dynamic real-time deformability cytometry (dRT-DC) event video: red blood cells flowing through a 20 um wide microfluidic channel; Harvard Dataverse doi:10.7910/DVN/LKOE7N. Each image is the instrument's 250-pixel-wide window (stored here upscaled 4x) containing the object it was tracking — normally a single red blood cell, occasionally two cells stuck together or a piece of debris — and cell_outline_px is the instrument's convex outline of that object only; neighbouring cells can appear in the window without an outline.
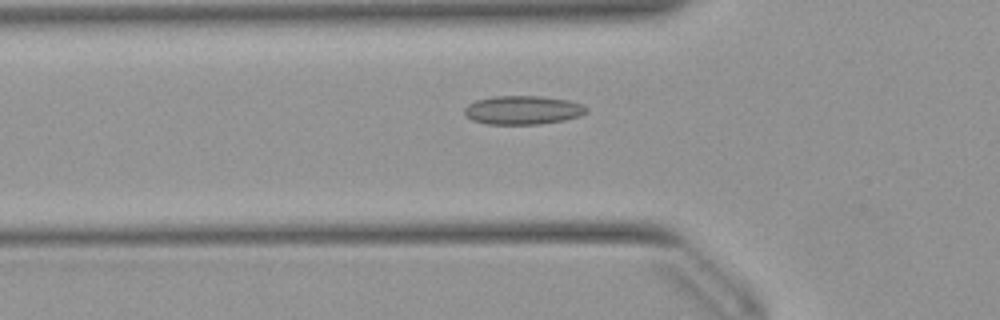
{"species": "Egyptian fruit bat (a non-hibernating species)", "species_latin": "Rousettus aegyptiacus", "temperature_condition": "warm", "stored_images_in_passage": 40, "camera_frame_rate_fps": 3000, "um_per_image_px": 0.085, "animal": {"sex": "female"}, "frame": {"image": 1, "passage_image": 10, "time_ms": 3.0, "image_size_px": [1000, 320], "cell_outline_px": [[588, 112], [580, 116], [564, 120], [540, 124], [488, 124], [472, 120], [464, 112], [464, 108], [468, 104], [476, 100], [496, 96], [540, 96], [568, 100], [580, 104], [588, 108]], "centroid_in_image_um": [44.45, 9.36], "position_along_channel_um": 81.3, "area_um2": 20.35}}
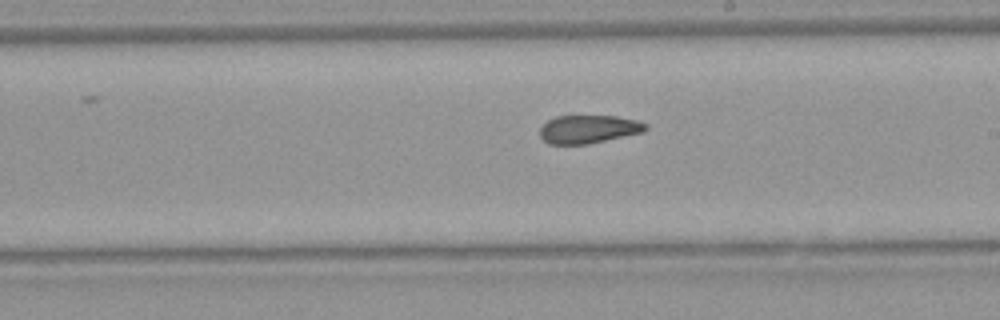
{"frame": {"image": 2, "passage_image": 22, "time_ms": 7.0, "image_size_px": [1000, 320], "cell_outline_px": [[648, 128], [644, 132], [588, 144], [548, 144], [540, 136], [540, 128], [548, 120], [556, 116], [616, 116], [636, 120], [648, 124]], "centroid_in_image_um": [50.04, 10.98], "position_along_channel_um": 239.0, "area_um2": 17.4}}
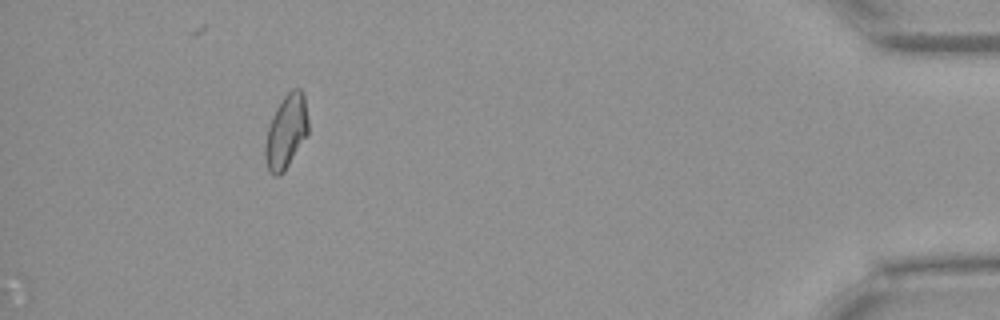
{"frame": {"image": 3, "passage_image": 40, "time_ms": 13.0, "image_size_px": [1000, 320], "cell_outline_px": [[308, 132], [284, 172], [280, 176], [276, 176], [268, 172], [264, 160], [264, 148], [268, 128], [272, 116], [276, 108], [284, 96], [292, 88], [300, 88], [304, 92], [308, 120]], "centroid_in_image_um": [24.31, 11.19], "position_along_channel_um": 410.9, "area_um2": 18.61}, "authors_computed_cell_mechanics": {"area_um2": 18.496, "velocity_mm_per_s": 3.9407, "shape_relaxation_time_tau1_ms": null, "shape_relaxation_time_tau2_ms": 2.3161, "deformation_change_tau1": null, "deformation_change_tau2": 0.0726}}